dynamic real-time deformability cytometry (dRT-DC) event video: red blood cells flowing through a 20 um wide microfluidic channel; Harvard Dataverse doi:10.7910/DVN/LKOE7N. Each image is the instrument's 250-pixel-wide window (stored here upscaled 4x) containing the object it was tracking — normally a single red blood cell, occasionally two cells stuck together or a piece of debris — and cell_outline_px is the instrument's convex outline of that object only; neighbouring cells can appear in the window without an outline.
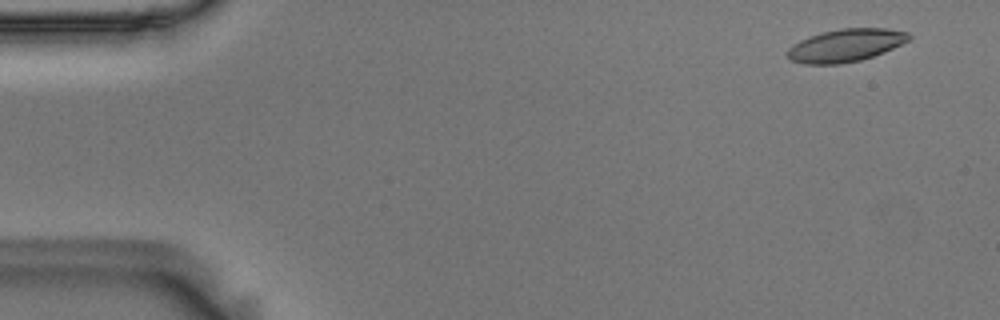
{"species": "Egyptian fruit bat (a non-hibernating species)", "species_latin": "Rousettus aegyptiacus", "temperature_condition": "room temperature", "stored_images_in_passage": 17, "camera_frame_rate_fps": 3000, "um_per_image_px": 0.085, "animal": {"sex": "male"}, "frame": {"image": 1, "passage_image": 3, "time_ms": 0.667, "image_size_px": [1000, 320], "cell_outline_px": [[912, 36], [908, 40], [884, 52], [860, 60], [840, 64], [804, 64], [792, 60], [788, 56], [788, 48], [792, 44], [808, 36], [840, 28], [888, 28], [908, 32]], "centroid_in_image_um": [71.87, 3.85], "position_along_channel_um": 13.1, "area_um2": 23.06}}